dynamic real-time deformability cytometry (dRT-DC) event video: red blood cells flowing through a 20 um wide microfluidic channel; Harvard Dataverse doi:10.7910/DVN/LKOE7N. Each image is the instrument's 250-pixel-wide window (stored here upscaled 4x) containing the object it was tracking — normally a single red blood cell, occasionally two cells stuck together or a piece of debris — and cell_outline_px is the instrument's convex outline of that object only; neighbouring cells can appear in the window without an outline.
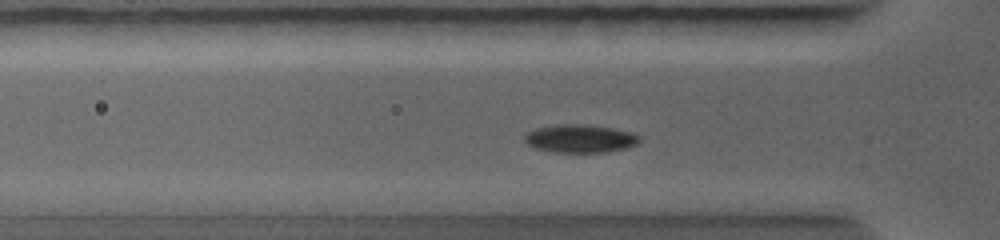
{"species": "common noctule bat (a hibernating species)", "species_latin": "Nyctalus noctula", "temperature_condition": "warm", "stored_images_in_passage": 13, "camera_frame_rate_fps": 5000, "um_per_image_px": 0.085, "animal": {"sex": "female", "body_mass_g": 19.0, "forearm_length_mm": 56.7}, "frame": {"image": 1, "passage_image": 9, "time_ms": 1.2, "image_size_px": [1000, 240], "cell_outline_px": [[640, 140], [636, 144], [628, 148], [608, 152], [552, 152], [532, 148], [524, 140], [524, 136], [528, 132], [536, 128], [552, 124], [588, 124], [636, 132], [640, 136]], "centroid_in_image_um": [49.32, 11.77], "position_along_channel_um": 76.5, "area_um2": 19.25}}